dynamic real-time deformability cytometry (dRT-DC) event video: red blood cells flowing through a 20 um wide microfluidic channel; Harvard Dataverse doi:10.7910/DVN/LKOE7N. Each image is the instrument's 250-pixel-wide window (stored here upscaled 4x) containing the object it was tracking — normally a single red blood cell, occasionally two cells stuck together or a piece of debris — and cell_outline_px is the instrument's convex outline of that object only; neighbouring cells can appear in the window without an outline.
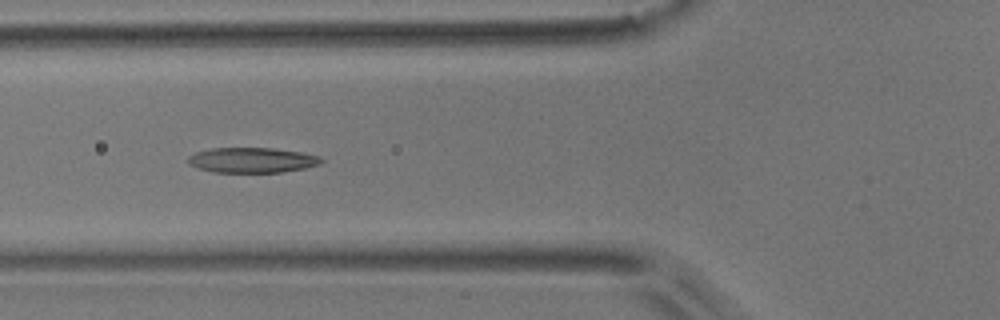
{"species": "common noctule bat (a hibernating species)", "species_latin": "Nyctalus noctula", "temperature_condition": "room temperature", "stored_images_in_passage": 6, "camera_frame_rate_fps": 3000, "um_per_image_px": 0.085, "animal": {"sex": "male", "body_mass_g": 17.9}, "frame": {"image": 1, "passage_image": 5, "time_ms": 1.333, "image_size_px": [1000, 320], "cell_outline_px": [[324, 160], [320, 164], [304, 168], [280, 172], [212, 172], [196, 168], [188, 164], [188, 156], [196, 152], [212, 148], [272, 148], [300, 152], [320, 156]], "centroid_in_image_um": [21.4, 13.61], "position_along_channel_um": 104.4, "area_um2": 19.54}}